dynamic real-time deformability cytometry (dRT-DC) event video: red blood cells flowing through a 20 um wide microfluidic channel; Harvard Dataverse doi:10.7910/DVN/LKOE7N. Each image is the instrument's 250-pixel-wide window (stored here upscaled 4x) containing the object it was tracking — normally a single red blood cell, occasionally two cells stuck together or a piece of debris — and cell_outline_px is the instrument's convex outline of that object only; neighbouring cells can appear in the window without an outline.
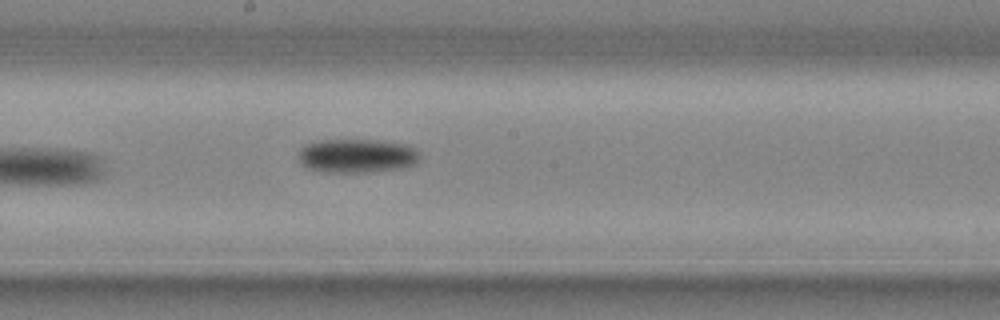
{"species": "common noctule bat (a hibernating species)", "species_latin": "Nyctalus noctula", "temperature_condition": "cold", "stored_images_in_passage": 12, "camera_frame_rate_fps": 3000, "um_per_image_px": 0.085, "animal": {"sex": "male", "body_mass_g": 20.4}, "frame": {"image": 1, "passage_image": 12, "time_ms": 3.667, "image_size_px": [1000, 320], "cell_outline_px": [[420, 160], [416, 164], [408, 168], [372, 172], [320, 172], [308, 168], [300, 164], [300, 148], [304, 144], [316, 140], [376, 140], [408, 144], [416, 148], [420, 152]], "centroid_in_image_um": [30.4, 13.25], "position_along_channel_um": 217.8, "area_um2": 24.62}}